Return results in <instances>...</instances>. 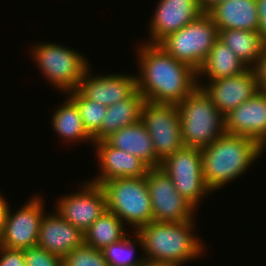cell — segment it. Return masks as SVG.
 I'll use <instances>...</instances> for the list:
<instances>
[{
  "label": "cell",
  "instance_id": "1",
  "mask_svg": "<svg viewBox=\"0 0 266 266\" xmlns=\"http://www.w3.org/2000/svg\"><path fill=\"white\" fill-rule=\"evenodd\" d=\"M137 90L147 102L179 104L198 87L197 71L167 54L159 44L136 48Z\"/></svg>",
  "mask_w": 266,
  "mask_h": 266
},
{
  "label": "cell",
  "instance_id": "2",
  "mask_svg": "<svg viewBox=\"0 0 266 266\" xmlns=\"http://www.w3.org/2000/svg\"><path fill=\"white\" fill-rule=\"evenodd\" d=\"M195 223V220L152 221L140 227L136 232L143 243L145 260L166 266H184L203 256L207 248L194 231Z\"/></svg>",
  "mask_w": 266,
  "mask_h": 266
},
{
  "label": "cell",
  "instance_id": "3",
  "mask_svg": "<svg viewBox=\"0 0 266 266\" xmlns=\"http://www.w3.org/2000/svg\"><path fill=\"white\" fill-rule=\"evenodd\" d=\"M200 150L203 177L213 193L245 175L266 151L254 139L227 133Z\"/></svg>",
  "mask_w": 266,
  "mask_h": 266
},
{
  "label": "cell",
  "instance_id": "4",
  "mask_svg": "<svg viewBox=\"0 0 266 266\" xmlns=\"http://www.w3.org/2000/svg\"><path fill=\"white\" fill-rule=\"evenodd\" d=\"M177 106L185 146L202 149L226 133L224 115L201 87Z\"/></svg>",
  "mask_w": 266,
  "mask_h": 266
},
{
  "label": "cell",
  "instance_id": "5",
  "mask_svg": "<svg viewBox=\"0 0 266 266\" xmlns=\"http://www.w3.org/2000/svg\"><path fill=\"white\" fill-rule=\"evenodd\" d=\"M29 51L43 78L65 95L78 89L84 73L90 66L89 60L79 50L51 41L31 44Z\"/></svg>",
  "mask_w": 266,
  "mask_h": 266
},
{
  "label": "cell",
  "instance_id": "6",
  "mask_svg": "<svg viewBox=\"0 0 266 266\" xmlns=\"http://www.w3.org/2000/svg\"><path fill=\"white\" fill-rule=\"evenodd\" d=\"M107 210L115 213L131 230L137 231L153 221L151 199L146 176L116 178L101 185Z\"/></svg>",
  "mask_w": 266,
  "mask_h": 266
},
{
  "label": "cell",
  "instance_id": "7",
  "mask_svg": "<svg viewBox=\"0 0 266 266\" xmlns=\"http://www.w3.org/2000/svg\"><path fill=\"white\" fill-rule=\"evenodd\" d=\"M218 37L219 31L214 20L208 12H203L158 44L167 54L198 71Z\"/></svg>",
  "mask_w": 266,
  "mask_h": 266
},
{
  "label": "cell",
  "instance_id": "8",
  "mask_svg": "<svg viewBox=\"0 0 266 266\" xmlns=\"http://www.w3.org/2000/svg\"><path fill=\"white\" fill-rule=\"evenodd\" d=\"M160 167L171 178L181 196L198 211L202 200H205L204 197L212 193L203 177L201 150L184 146L167 156Z\"/></svg>",
  "mask_w": 266,
  "mask_h": 266
},
{
  "label": "cell",
  "instance_id": "9",
  "mask_svg": "<svg viewBox=\"0 0 266 266\" xmlns=\"http://www.w3.org/2000/svg\"><path fill=\"white\" fill-rule=\"evenodd\" d=\"M151 199L153 221L185 222L196 220L197 209L176 190L171 178L159 168H149L146 174Z\"/></svg>",
  "mask_w": 266,
  "mask_h": 266
},
{
  "label": "cell",
  "instance_id": "10",
  "mask_svg": "<svg viewBox=\"0 0 266 266\" xmlns=\"http://www.w3.org/2000/svg\"><path fill=\"white\" fill-rule=\"evenodd\" d=\"M141 121L149 132L156 156L161 161L185 146L176 104H156L146 101L141 110Z\"/></svg>",
  "mask_w": 266,
  "mask_h": 266
},
{
  "label": "cell",
  "instance_id": "11",
  "mask_svg": "<svg viewBox=\"0 0 266 266\" xmlns=\"http://www.w3.org/2000/svg\"><path fill=\"white\" fill-rule=\"evenodd\" d=\"M58 198L53 210L83 233L107 210L105 192L89 180L82 181L77 192Z\"/></svg>",
  "mask_w": 266,
  "mask_h": 266
},
{
  "label": "cell",
  "instance_id": "12",
  "mask_svg": "<svg viewBox=\"0 0 266 266\" xmlns=\"http://www.w3.org/2000/svg\"><path fill=\"white\" fill-rule=\"evenodd\" d=\"M33 195L16 212L9 207L0 246L28 249L37 245L39 230L45 210L44 198Z\"/></svg>",
  "mask_w": 266,
  "mask_h": 266
},
{
  "label": "cell",
  "instance_id": "13",
  "mask_svg": "<svg viewBox=\"0 0 266 266\" xmlns=\"http://www.w3.org/2000/svg\"><path fill=\"white\" fill-rule=\"evenodd\" d=\"M198 86L204 90L224 116L259 91L252 68L227 78L198 81Z\"/></svg>",
  "mask_w": 266,
  "mask_h": 266
},
{
  "label": "cell",
  "instance_id": "14",
  "mask_svg": "<svg viewBox=\"0 0 266 266\" xmlns=\"http://www.w3.org/2000/svg\"><path fill=\"white\" fill-rule=\"evenodd\" d=\"M203 11L197 0H159L149 19L147 43L158 44L167 35L192 22Z\"/></svg>",
  "mask_w": 266,
  "mask_h": 266
},
{
  "label": "cell",
  "instance_id": "15",
  "mask_svg": "<svg viewBox=\"0 0 266 266\" xmlns=\"http://www.w3.org/2000/svg\"><path fill=\"white\" fill-rule=\"evenodd\" d=\"M91 71L90 65L84 73L77 90L86 99L96 101L106 107L127 99L137 89L135 73L94 75Z\"/></svg>",
  "mask_w": 266,
  "mask_h": 266
},
{
  "label": "cell",
  "instance_id": "16",
  "mask_svg": "<svg viewBox=\"0 0 266 266\" xmlns=\"http://www.w3.org/2000/svg\"><path fill=\"white\" fill-rule=\"evenodd\" d=\"M224 120L227 134L249 137L266 149V92L258 91L228 112Z\"/></svg>",
  "mask_w": 266,
  "mask_h": 266
},
{
  "label": "cell",
  "instance_id": "17",
  "mask_svg": "<svg viewBox=\"0 0 266 266\" xmlns=\"http://www.w3.org/2000/svg\"><path fill=\"white\" fill-rule=\"evenodd\" d=\"M95 155L99 165V175L89 181L100 186L116 178H138L146 176L149 167L135 155L109 145L105 140L96 141Z\"/></svg>",
  "mask_w": 266,
  "mask_h": 266
},
{
  "label": "cell",
  "instance_id": "18",
  "mask_svg": "<svg viewBox=\"0 0 266 266\" xmlns=\"http://www.w3.org/2000/svg\"><path fill=\"white\" fill-rule=\"evenodd\" d=\"M84 244V233L64 220L56 210L44 213L37 245L46 251L64 257Z\"/></svg>",
  "mask_w": 266,
  "mask_h": 266
},
{
  "label": "cell",
  "instance_id": "19",
  "mask_svg": "<svg viewBox=\"0 0 266 266\" xmlns=\"http://www.w3.org/2000/svg\"><path fill=\"white\" fill-rule=\"evenodd\" d=\"M104 140L114 148L135 155L149 168H159L161 165L152 138L141 120L111 133Z\"/></svg>",
  "mask_w": 266,
  "mask_h": 266
},
{
  "label": "cell",
  "instance_id": "20",
  "mask_svg": "<svg viewBox=\"0 0 266 266\" xmlns=\"http://www.w3.org/2000/svg\"><path fill=\"white\" fill-rule=\"evenodd\" d=\"M219 30L258 31L259 15L256 0H225L209 12Z\"/></svg>",
  "mask_w": 266,
  "mask_h": 266
},
{
  "label": "cell",
  "instance_id": "21",
  "mask_svg": "<svg viewBox=\"0 0 266 266\" xmlns=\"http://www.w3.org/2000/svg\"><path fill=\"white\" fill-rule=\"evenodd\" d=\"M145 102V98L136 89L127 99L109 106L101 121V128L92 136L93 142L104 140L111 133L140 121Z\"/></svg>",
  "mask_w": 266,
  "mask_h": 266
},
{
  "label": "cell",
  "instance_id": "22",
  "mask_svg": "<svg viewBox=\"0 0 266 266\" xmlns=\"http://www.w3.org/2000/svg\"><path fill=\"white\" fill-rule=\"evenodd\" d=\"M248 67L219 39L197 71L198 81H212L244 72Z\"/></svg>",
  "mask_w": 266,
  "mask_h": 266
},
{
  "label": "cell",
  "instance_id": "23",
  "mask_svg": "<svg viewBox=\"0 0 266 266\" xmlns=\"http://www.w3.org/2000/svg\"><path fill=\"white\" fill-rule=\"evenodd\" d=\"M61 105L57 106L53 116L51 117V127L63 142L68 144L91 143L93 145V137L86 131L83 121L79 114L75 103L68 97L64 99Z\"/></svg>",
  "mask_w": 266,
  "mask_h": 266
},
{
  "label": "cell",
  "instance_id": "24",
  "mask_svg": "<svg viewBox=\"0 0 266 266\" xmlns=\"http://www.w3.org/2000/svg\"><path fill=\"white\" fill-rule=\"evenodd\" d=\"M218 39L227 45L248 68L256 64L266 47L258 31L219 30Z\"/></svg>",
  "mask_w": 266,
  "mask_h": 266
},
{
  "label": "cell",
  "instance_id": "25",
  "mask_svg": "<svg viewBox=\"0 0 266 266\" xmlns=\"http://www.w3.org/2000/svg\"><path fill=\"white\" fill-rule=\"evenodd\" d=\"M125 226L115 213L106 210L84 232V244L103 250L106 246L122 240L129 233Z\"/></svg>",
  "mask_w": 266,
  "mask_h": 266
},
{
  "label": "cell",
  "instance_id": "26",
  "mask_svg": "<svg viewBox=\"0 0 266 266\" xmlns=\"http://www.w3.org/2000/svg\"><path fill=\"white\" fill-rule=\"evenodd\" d=\"M132 232L131 235L134 238L128 233L122 240L114 242L102 250L109 266H138L145 260L144 256L140 258L134 256L136 247L139 246L143 251V243L137 232Z\"/></svg>",
  "mask_w": 266,
  "mask_h": 266
},
{
  "label": "cell",
  "instance_id": "27",
  "mask_svg": "<svg viewBox=\"0 0 266 266\" xmlns=\"http://www.w3.org/2000/svg\"><path fill=\"white\" fill-rule=\"evenodd\" d=\"M75 103L86 131L93 136L100 128L107 108L96 101L86 99L78 90L66 93Z\"/></svg>",
  "mask_w": 266,
  "mask_h": 266
},
{
  "label": "cell",
  "instance_id": "28",
  "mask_svg": "<svg viewBox=\"0 0 266 266\" xmlns=\"http://www.w3.org/2000/svg\"><path fill=\"white\" fill-rule=\"evenodd\" d=\"M63 266H109L102 250L89 245L73 249L63 257Z\"/></svg>",
  "mask_w": 266,
  "mask_h": 266
},
{
  "label": "cell",
  "instance_id": "29",
  "mask_svg": "<svg viewBox=\"0 0 266 266\" xmlns=\"http://www.w3.org/2000/svg\"><path fill=\"white\" fill-rule=\"evenodd\" d=\"M26 266H63V258L40 246L23 249Z\"/></svg>",
  "mask_w": 266,
  "mask_h": 266
},
{
  "label": "cell",
  "instance_id": "30",
  "mask_svg": "<svg viewBox=\"0 0 266 266\" xmlns=\"http://www.w3.org/2000/svg\"><path fill=\"white\" fill-rule=\"evenodd\" d=\"M0 266H26L23 250L0 246Z\"/></svg>",
  "mask_w": 266,
  "mask_h": 266
},
{
  "label": "cell",
  "instance_id": "31",
  "mask_svg": "<svg viewBox=\"0 0 266 266\" xmlns=\"http://www.w3.org/2000/svg\"><path fill=\"white\" fill-rule=\"evenodd\" d=\"M252 69L255 73L259 91L266 92V47Z\"/></svg>",
  "mask_w": 266,
  "mask_h": 266
},
{
  "label": "cell",
  "instance_id": "32",
  "mask_svg": "<svg viewBox=\"0 0 266 266\" xmlns=\"http://www.w3.org/2000/svg\"><path fill=\"white\" fill-rule=\"evenodd\" d=\"M256 4L259 15L258 32L261 34V38L266 44V0H256Z\"/></svg>",
  "mask_w": 266,
  "mask_h": 266
},
{
  "label": "cell",
  "instance_id": "33",
  "mask_svg": "<svg viewBox=\"0 0 266 266\" xmlns=\"http://www.w3.org/2000/svg\"><path fill=\"white\" fill-rule=\"evenodd\" d=\"M3 194L0 192V242L2 240L3 234H4V227L6 222V216L8 213L9 207H11L8 203V201L5 198V196H2Z\"/></svg>",
  "mask_w": 266,
  "mask_h": 266
},
{
  "label": "cell",
  "instance_id": "34",
  "mask_svg": "<svg viewBox=\"0 0 266 266\" xmlns=\"http://www.w3.org/2000/svg\"><path fill=\"white\" fill-rule=\"evenodd\" d=\"M203 12H209L215 5L225 0H197Z\"/></svg>",
  "mask_w": 266,
  "mask_h": 266
},
{
  "label": "cell",
  "instance_id": "35",
  "mask_svg": "<svg viewBox=\"0 0 266 266\" xmlns=\"http://www.w3.org/2000/svg\"><path fill=\"white\" fill-rule=\"evenodd\" d=\"M138 266H166V265H162L160 263H156V262H152V261H147L144 260L140 265Z\"/></svg>",
  "mask_w": 266,
  "mask_h": 266
}]
</instances>
